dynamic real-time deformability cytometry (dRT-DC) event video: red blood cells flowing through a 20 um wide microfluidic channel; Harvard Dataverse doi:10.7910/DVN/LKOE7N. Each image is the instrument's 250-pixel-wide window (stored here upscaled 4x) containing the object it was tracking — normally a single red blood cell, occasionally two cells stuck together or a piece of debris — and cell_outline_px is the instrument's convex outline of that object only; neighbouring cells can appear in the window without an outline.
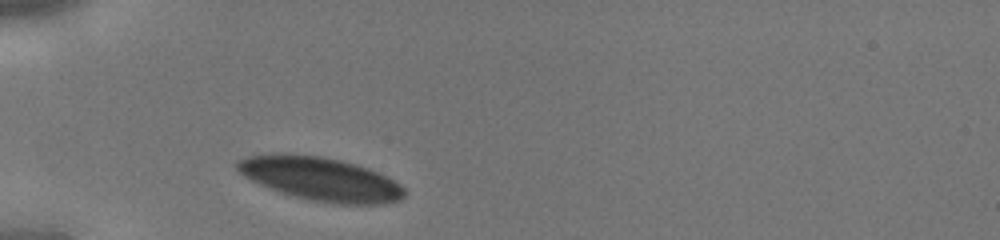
{"species": "human", "species_latin": "Homo sapiens", "temperature_condition": "cold", "stored_images_in_passage": 25, "camera_frame_rate_fps": 3000, "um_per_image_px": 0.085, "donor": {"sex": "male"}, "frame": {"image": 1, "passage_image": 1, "time_ms": 0.0, "image_size_px": [1000, 240], "cell_outline_px": [[404, 196], [400, 200], [384, 204], [336, 204], [308, 200], [280, 192], [260, 184], [244, 176], [236, 168], [236, 160], [248, 156], [272, 152], [288, 152], [320, 156], [340, 160], [356, 164], [368, 168], [400, 184], [404, 188]], "centroid_in_image_um": [27.2, 15.19], "position_along_channel_um": 57.8, "area_um2": 42.66}}
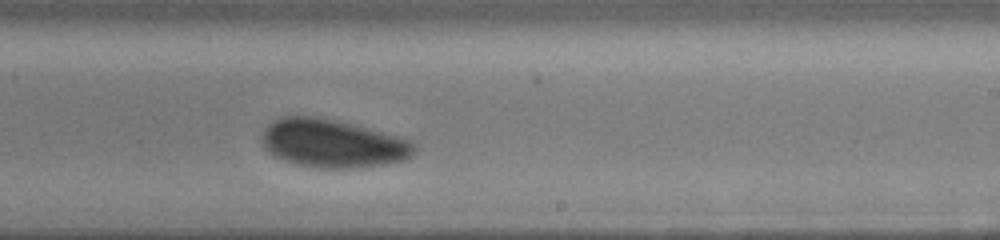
{"frame": {"image": 2, "passage_image": 15, "time_ms": 4.667, "image_size_px": [1000, 240], "cell_outline_px": [[420, 148], [408, 160], [384, 164], [356, 168], [320, 168], [296, 164], [272, 156], [264, 148], [260, 140], [260, 136], [264, 128], [272, 120], [284, 116], [316, 116], [336, 120], [368, 128], [396, 136], [408, 140], [416, 144]], "centroid_in_image_um": [28.26, 12.2], "position_along_channel_um": 260.7, "area_um2": 43.35}}
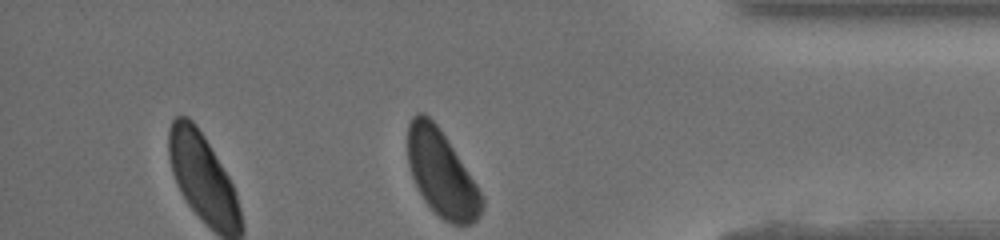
{"frame": {"image": 3, "passage_image": 25, "time_ms": 8.0, "image_size_px": [1000, 240], "cell_outline_px": [[484, 204], [480, 216], [472, 224], [452, 224], [444, 220], [424, 200], [412, 176], [408, 164], [408, 124], [412, 116], [416, 112], [424, 112], [440, 128], [476, 184], [484, 200]], "centroid_in_image_um": [37.53, 14.73], "position_along_channel_um": 397.7, "area_um2": 36.76}}